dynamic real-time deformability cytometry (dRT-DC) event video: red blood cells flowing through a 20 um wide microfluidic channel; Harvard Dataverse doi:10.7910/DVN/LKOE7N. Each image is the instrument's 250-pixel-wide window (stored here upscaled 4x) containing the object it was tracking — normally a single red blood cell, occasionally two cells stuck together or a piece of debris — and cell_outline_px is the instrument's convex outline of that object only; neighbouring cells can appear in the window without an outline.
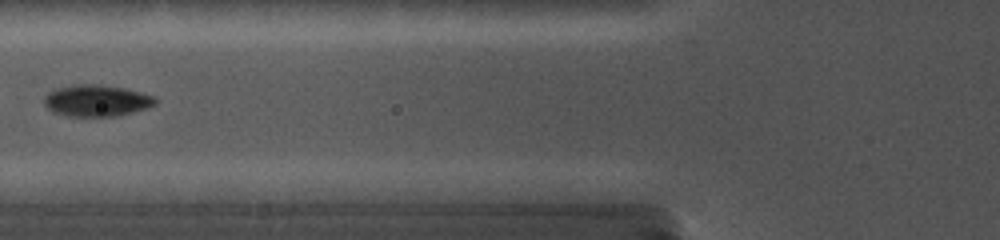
{"species": "common noctule bat (a hibernating species)", "species_latin": "Nyctalus noctula", "temperature_condition": "cold", "stored_images_in_passage": 2, "camera_frame_rate_fps": 5000, "um_per_image_px": 0.085, "animal": {"sex": "female", "body_mass_g": 19.0, "forearm_length_mm": 56.7}, "frame": {"image": 1, "passage_image": 2, "time_ms": 1.0, "image_size_px": [1000, 240], "cell_outline_px": [[160, 100], [156, 104], [148, 108], [120, 116], [64, 116], [52, 112], [44, 104], [44, 96], [48, 92], [56, 88], [76, 84], [96, 84], [124, 88], [156, 96]], "centroid_in_image_um": [8.24, 8.56], "position_along_channel_um": 117.6, "area_um2": 20.81}}